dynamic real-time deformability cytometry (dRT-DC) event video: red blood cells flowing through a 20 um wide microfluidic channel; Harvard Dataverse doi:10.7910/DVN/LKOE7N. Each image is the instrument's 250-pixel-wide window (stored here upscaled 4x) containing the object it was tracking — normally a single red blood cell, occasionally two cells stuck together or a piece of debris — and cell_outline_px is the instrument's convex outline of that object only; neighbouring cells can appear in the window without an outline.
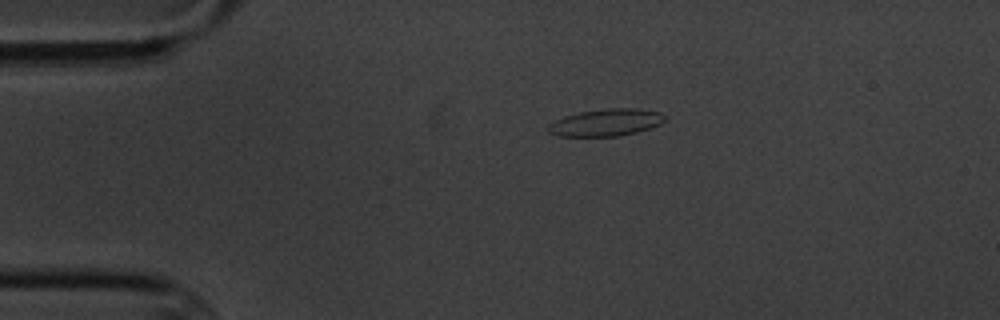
{"species": "common noctule bat (a hibernating species)", "species_latin": "Nyctalus noctula", "temperature_condition": "cold", "stored_images_in_passage": 3, "camera_frame_rate_fps": 3000, "um_per_image_px": 0.085, "animal": {"sex": "male", "body_mass_g": 20.1, "forearm_length_mm": 53.5}, "frame": {"image": 1, "passage_image": 1, "time_ms": 0.0, "image_size_px": [1000, 320], "cell_outline_px": [[664, 120], [660, 124], [652, 128], [620, 136], [556, 136], [548, 132], [548, 124], [564, 116], [580, 112], [608, 108], [636, 108], [660, 112], [664, 116]], "centroid_in_image_um": [51.5, 10.42], "position_along_channel_um": 33.5, "area_um2": 18.44}}
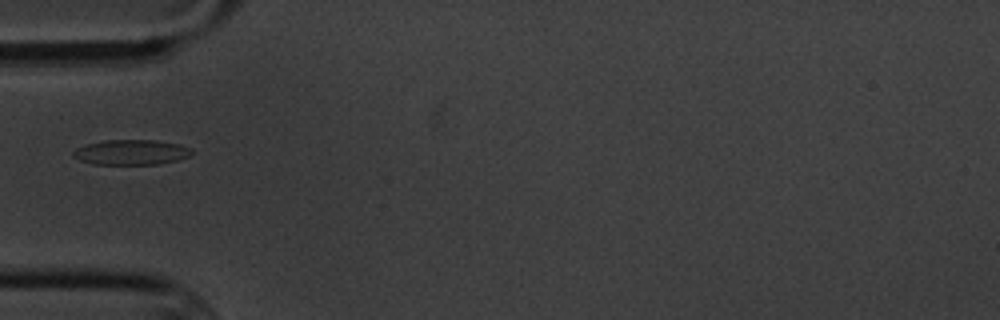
{"frame": {"image": 2, "passage_image": 3, "time_ms": 2.333, "image_size_px": [1000, 320], "cell_outline_px": [[192, 152], [188, 156], [176, 160], [156, 164], [92, 164], [80, 160], [72, 156], [72, 152], [76, 148], [84, 144], [104, 140], [156, 140], [180, 144], [192, 148]], "centroid_in_image_um": [11.12, 12.93], "position_along_channel_um": 73.9, "area_um2": 17.4}}